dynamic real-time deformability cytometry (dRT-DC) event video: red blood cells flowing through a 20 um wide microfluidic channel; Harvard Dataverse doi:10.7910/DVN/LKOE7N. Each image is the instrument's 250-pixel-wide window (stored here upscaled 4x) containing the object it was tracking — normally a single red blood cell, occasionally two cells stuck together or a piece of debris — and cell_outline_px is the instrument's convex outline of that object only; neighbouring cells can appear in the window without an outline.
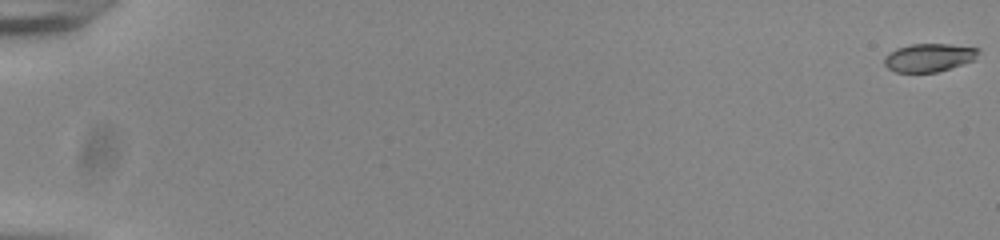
{"species": "common noctule bat (a hibernating species)", "species_latin": "Nyctalus noctula", "temperature_condition": "room temperature", "stored_images_in_passage": 56, "camera_frame_rate_fps": 3000, "um_per_image_px": 0.085, "animal": {"sex": "male", "body_mass_g": 20.0, "forearm_length_mm": 53.3}, "frame": {"image": 1, "passage_image": 1, "time_ms": 0.0, "image_size_px": [1000, 240], "cell_outline_px": [[980, 52], [976, 60], [936, 72], [896, 72], [888, 68], [884, 64], [884, 56], [896, 48], [908, 44], [948, 44], [980, 48]], "centroid_in_image_um": [78.98, 4.88], "position_along_channel_um": 6.0, "area_um2": 15.61}}
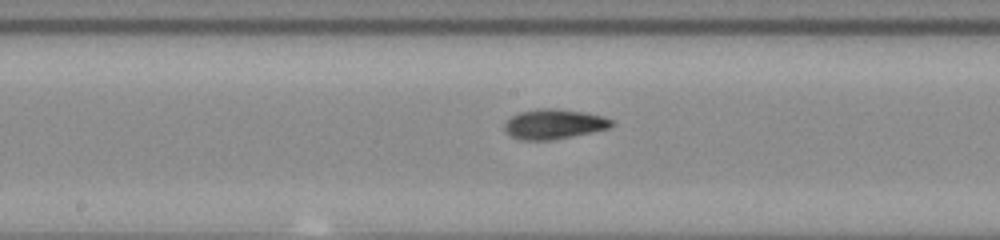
{"frame": {"image": 2, "passage_image": 32, "time_ms": 10.333, "image_size_px": [1000, 240], "cell_outline_px": [[616, 124], [612, 128], [572, 136], [548, 140], [520, 140], [504, 132], [504, 124], [512, 116], [520, 112], [536, 108], [556, 108], [584, 112], [604, 116], [616, 120]], "centroid_in_image_um": [47.14, 10.54], "position_along_channel_um": 201.1, "area_um2": 18.96}}
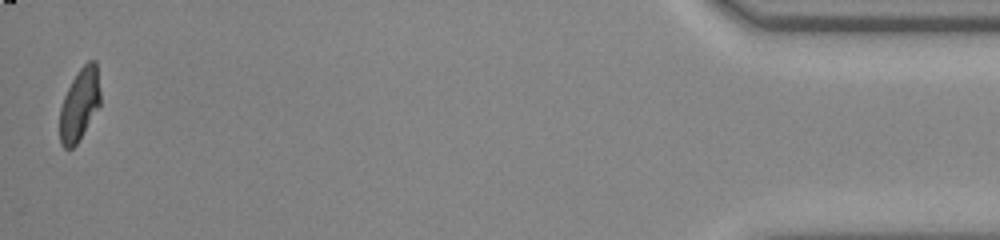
{"frame": {"image": 3, "passage_image": 56, "time_ms": 18.333, "image_size_px": [1000, 240], "cell_outline_px": [[100, 104], [76, 144], [72, 148], [64, 148], [60, 144], [60, 108], [64, 96], [72, 80], [80, 68], [88, 60], [96, 60], [100, 92]], "centroid_in_image_um": [6.75, 8.86], "position_along_channel_um": 428.4, "area_um2": 16.82}, "authors_computed_cell_mechanics": {"area_um2": 17.6001, "velocity_mm_per_s": 3.8361, "shape_relaxation_time_tau1_ms": 3.9668, "shape_relaxation_time_tau2_ms": 2.1572, "deformation_change_tau1": 0.1734, "deformation_change_tau2": 0.0578}}